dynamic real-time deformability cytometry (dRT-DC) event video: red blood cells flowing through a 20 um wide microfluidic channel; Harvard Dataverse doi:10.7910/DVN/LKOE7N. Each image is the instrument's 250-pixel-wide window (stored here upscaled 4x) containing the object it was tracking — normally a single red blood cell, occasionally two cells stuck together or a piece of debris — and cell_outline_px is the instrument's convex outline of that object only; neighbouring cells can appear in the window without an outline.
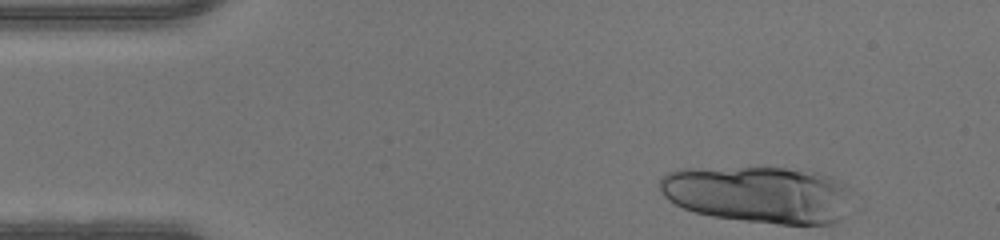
{"species": "human", "species_latin": "Homo sapiens", "temperature_condition": "warm", "stored_images_in_passage": 31, "camera_frame_rate_fps": 3000, "um_per_image_px": 0.085, "donor": {"sex": "male"}, "frame": {"image": 1, "passage_image": 1, "time_ms": 0.0, "image_size_px": [1000, 240], "cell_outline_px": [[852, 188], [840, 220], [832, 224], [780, 224], [744, 220], [712, 216], [696, 212], [684, 208], [668, 200], [664, 196], [660, 188], [660, 176], [668, 172], [684, 168], [784, 168], [816, 172], [832, 176], [840, 180]], "centroid_in_image_um": [64.48, 16.51], "position_along_channel_um": 20.5, "area_um2": 63.87}}